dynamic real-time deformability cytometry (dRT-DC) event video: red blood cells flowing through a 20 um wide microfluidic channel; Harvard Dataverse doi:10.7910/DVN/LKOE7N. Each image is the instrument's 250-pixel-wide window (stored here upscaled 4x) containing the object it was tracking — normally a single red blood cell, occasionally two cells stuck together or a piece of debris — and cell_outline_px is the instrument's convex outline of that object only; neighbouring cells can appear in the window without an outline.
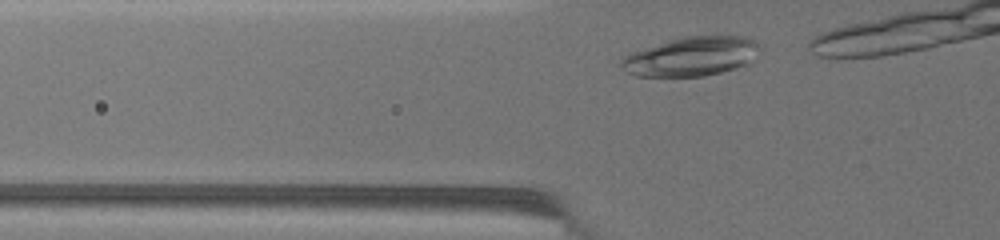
{"species": "common noctule bat (a hibernating species)", "species_latin": "Nyctalus noctula", "temperature_condition": "warm", "stored_images_in_passage": 9, "camera_frame_rate_fps": 3000, "um_per_image_px": 0.085, "animal": {"sex": "female", "body_mass_g": 19.5, "forearm_length_mm": 54.1}, "frame": {"image": 1, "passage_image": 2, "time_ms": 0.333, "image_size_px": [1000, 240], "cell_outline_px": [[760, 48], [756, 60], [748, 64], [736, 68], [704, 76], [636, 76], [624, 72], [620, 68], [620, 60], [624, 56], [632, 52], [668, 40], [684, 36], [728, 32], [744, 36], [752, 40]], "centroid_in_image_um": [58.81, 4.76], "position_along_channel_um": 67.0, "area_um2": 32.66}}
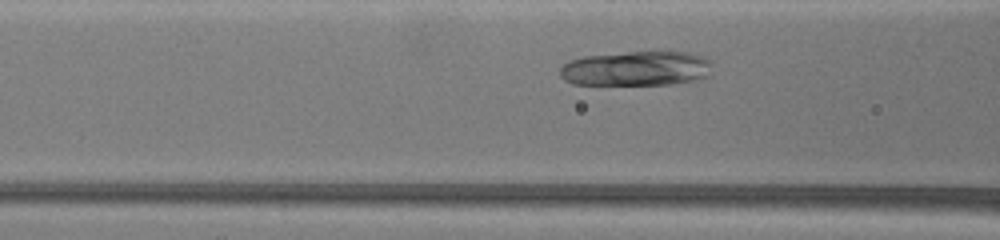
{"frame": {"image": 2, "passage_image": 7, "time_ms": 2.0, "image_size_px": [1000, 240], "cell_outline_px": [[708, 76], [692, 80], [672, 84], [572, 84], [564, 80], [560, 76], [560, 68], [564, 64], [572, 60], [584, 56], [628, 52], [688, 52], [704, 56], [708, 60]], "centroid_in_image_um": [54.03, 5.82], "position_along_channel_um": 112.6, "area_um2": 30.4}}